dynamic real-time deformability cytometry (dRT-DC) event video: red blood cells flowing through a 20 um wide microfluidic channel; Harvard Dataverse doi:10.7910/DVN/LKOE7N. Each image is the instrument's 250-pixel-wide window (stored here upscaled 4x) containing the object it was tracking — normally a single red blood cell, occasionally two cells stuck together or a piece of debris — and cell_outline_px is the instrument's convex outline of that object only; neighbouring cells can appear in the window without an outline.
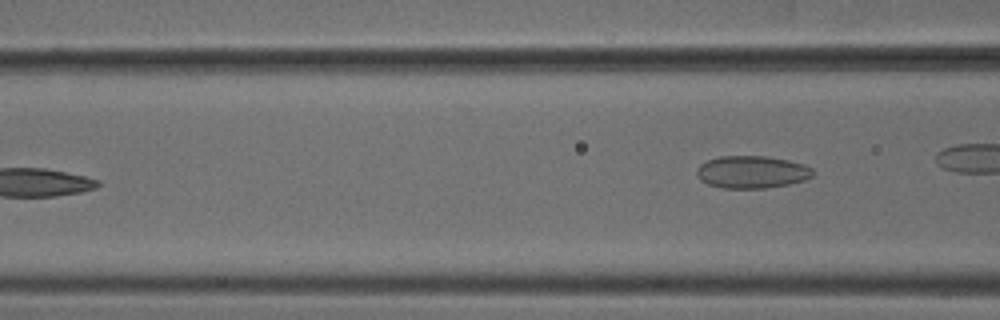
{"species": "common noctule bat (a hibernating species)", "species_latin": "Nyctalus noctula", "temperature_condition": "cold", "stored_images_in_passage": 6, "camera_frame_rate_fps": 3000, "um_per_image_px": 0.085, "animal": {"sex": "male", "body_mass_g": 18.8}, "frame": {"image": 1, "passage_image": 6, "time_ms": 1.667, "image_size_px": [1000, 320], "cell_outline_px": [[812, 176], [804, 180], [788, 184], [764, 188], [724, 188], [708, 184], [700, 180], [696, 172], [696, 168], [700, 164], [708, 160], [720, 156], [764, 156], [788, 160], [804, 164], [812, 168]], "centroid_in_image_um": [63.88, 14.62], "position_along_channel_um": 102.7, "area_um2": 21.85}}